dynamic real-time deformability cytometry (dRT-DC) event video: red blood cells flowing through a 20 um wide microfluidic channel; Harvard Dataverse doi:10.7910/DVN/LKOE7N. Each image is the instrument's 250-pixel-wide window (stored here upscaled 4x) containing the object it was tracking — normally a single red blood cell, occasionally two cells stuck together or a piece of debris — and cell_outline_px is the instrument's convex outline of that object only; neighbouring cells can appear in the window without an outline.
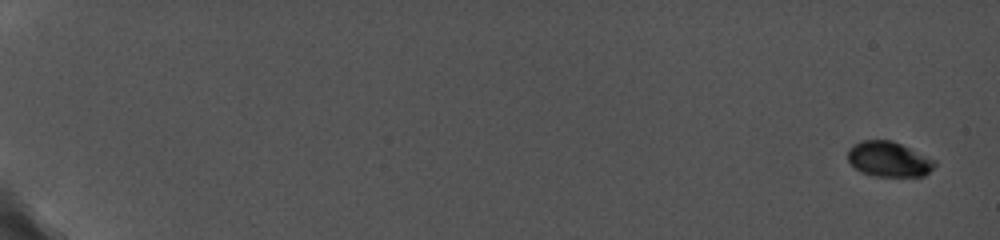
{"species": "common noctule bat (a hibernating species)", "species_latin": "Nyctalus noctula", "temperature_condition": "cold", "stored_images_in_passage": 9, "camera_frame_rate_fps": 5000, "um_per_image_px": 0.085, "animal": {"sex": "female", "body_mass_g": 19.0, "forearm_length_mm": 56.7}, "frame": {"image": 1, "passage_image": 1, "time_ms": 0.0, "image_size_px": [1000, 240], "cell_outline_px": [[936, 164], [924, 176], [872, 176], [856, 168], [848, 160], [848, 148], [860, 140], [892, 140], [936, 160]], "centroid_in_image_um": [75.54, 13.52], "position_along_channel_um": 9.5, "area_um2": 17.69}}
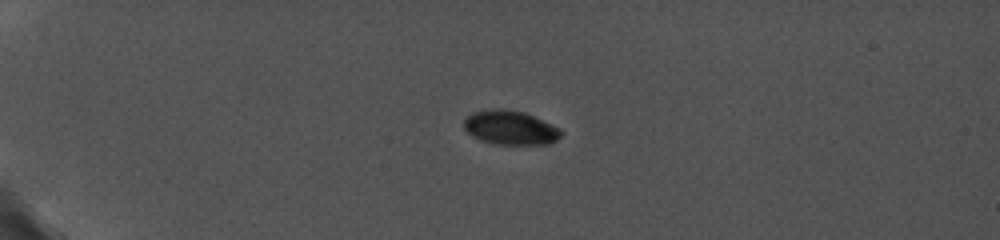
{"frame": {"image": 2, "passage_image": 6, "time_ms": 5.0, "image_size_px": [1000, 240], "cell_outline_px": [[564, 132], [556, 140], [548, 144], [492, 144], [480, 140], [472, 136], [464, 128], [464, 120], [472, 112], [492, 108], [504, 108], [524, 112], [552, 124], [560, 128]], "centroid_in_image_um": [43.37, 10.84], "position_along_channel_um": 41.6, "area_um2": 19.48}}
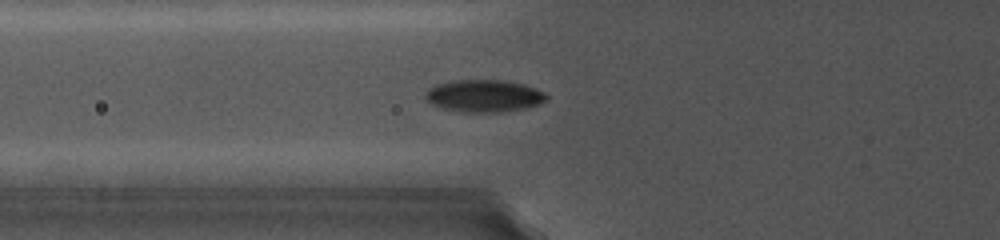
{"frame": {"image": 3, "passage_image": 9, "time_ms": 7.8, "image_size_px": [1000, 240], "cell_outline_px": [[548, 96], [540, 104], [528, 108], [500, 112], [460, 112], [444, 108], [432, 104], [424, 96], [424, 92], [428, 88], [436, 84], [456, 80], [508, 80], [524, 84], [536, 88], [544, 92]], "centroid_in_image_um": [41.15, 8.14], "position_along_channel_um": 84.6, "area_um2": 22.95}}